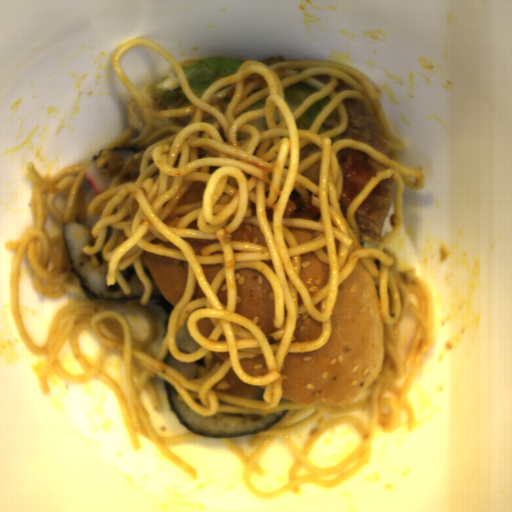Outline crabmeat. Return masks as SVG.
Listing matches in <instances>:
<instances>
[{
  "mask_svg": "<svg viewBox=\"0 0 512 512\" xmlns=\"http://www.w3.org/2000/svg\"><path fill=\"white\" fill-rule=\"evenodd\" d=\"M139 151L125 147L108 149L91 161L83 176L97 196L120 174L125 161Z\"/></svg>",
  "mask_w": 512,
  "mask_h": 512,
  "instance_id": "1",
  "label": "crabmeat"
}]
</instances>
